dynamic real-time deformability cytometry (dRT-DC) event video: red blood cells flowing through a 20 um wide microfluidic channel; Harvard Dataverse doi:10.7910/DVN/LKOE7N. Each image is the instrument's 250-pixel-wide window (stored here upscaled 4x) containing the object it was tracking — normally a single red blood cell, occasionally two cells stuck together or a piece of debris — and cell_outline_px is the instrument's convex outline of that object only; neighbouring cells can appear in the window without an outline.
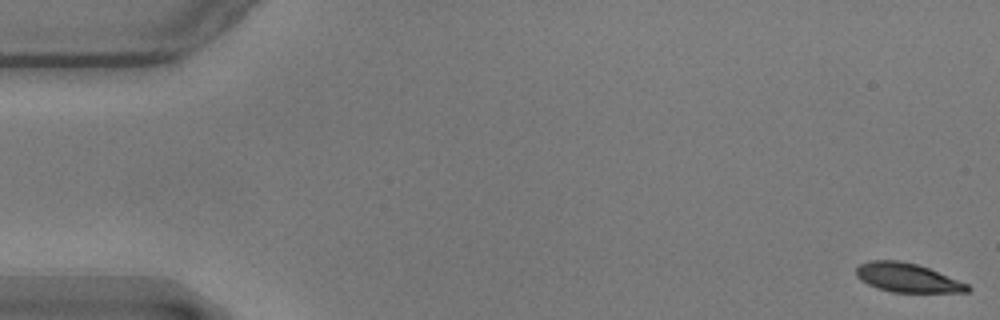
{"species": "common noctule bat (a hibernating species)", "species_latin": "Nyctalus noctula", "temperature_condition": "warm", "stored_images_in_passage": 19, "camera_frame_rate_fps": 3000, "um_per_image_px": 0.085, "animal": {"sex": "male", "body_mass_g": 17.9}, "frame": {"image": 1, "passage_image": 1, "time_ms": 0.0, "image_size_px": [1000, 320], "cell_outline_px": [[972, 288], [968, 292], [892, 292], [876, 288], [860, 280], [856, 276], [856, 268], [860, 264], [868, 260], [900, 260], [916, 264], [928, 268], [968, 284]], "centroid_in_image_um": [77.09, 23.6], "position_along_channel_um": 7.9, "area_um2": 18.79}}
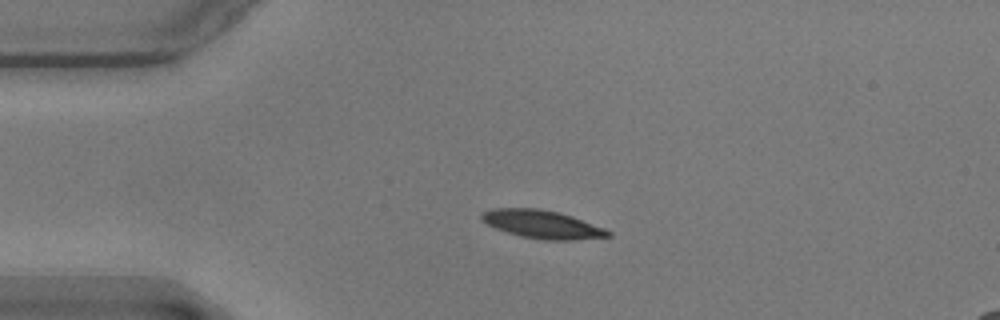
{"frame": {"image": 2, "passage_image": 13, "time_ms": 4.0, "image_size_px": [1000, 320], "cell_outline_px": [[612, 236], [576, 240], [544, 240], [520, 236], [496, 228], [480, 220], [480, 216], [484, 212], [492, 208], [536, 208], [560, 212], [572, 216], [604, 228], [612, 232]], "centroid_in_image_um": [46.1, 19.07], "position_along_channel_um": 38.9, "area_um2": 20.75}}
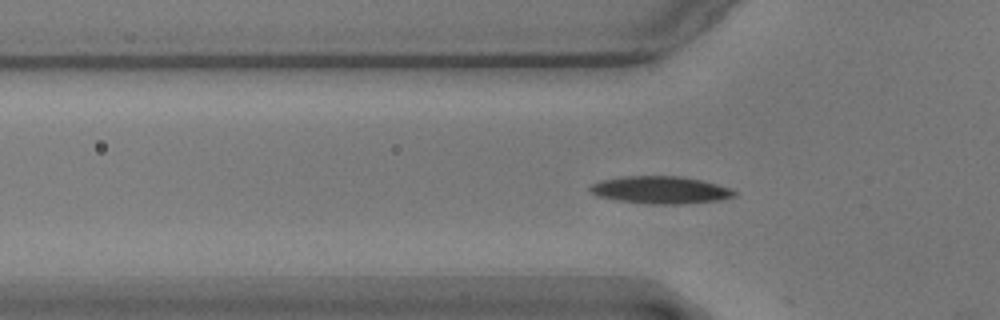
{"frame": {"image": 3, "passage_image": 18, "time_ms": 5.667, "image_size_px": [1000, 320], "cell_outline_px": [[736, 196], [720, 200], [680, 204], [648, 204], [620, 200], [596, 196], [588, 192], [588, 188], [592, 184], [604, 180], [624, 176], [676, 176], [700, 180], [716, 184], [728, 188], [736, 192]], "centroid_in_image_um": [56.11, 16.15], "position_along_channel_um": 69.7, "area_um2": 22.83}}